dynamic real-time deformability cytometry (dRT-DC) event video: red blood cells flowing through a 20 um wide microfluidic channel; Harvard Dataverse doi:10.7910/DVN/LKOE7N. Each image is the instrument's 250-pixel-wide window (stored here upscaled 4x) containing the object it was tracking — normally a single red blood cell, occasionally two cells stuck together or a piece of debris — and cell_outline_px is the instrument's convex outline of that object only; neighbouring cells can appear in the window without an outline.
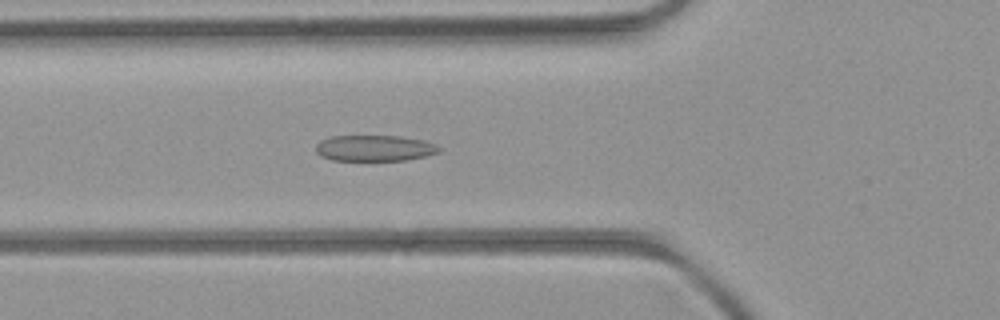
{"species": "common noctule bat (a hibernating species)", "species_latin": "Nyctalus noctula", "temperature_condition": "room temperature", "stored_images_in_passage": 37, "camera_frame_rate_fps": 3000, "um_per_image_px": 0.085, "animal": {"sex": "female", "body_mass_g": 21.9}, "frame": {"image": 1, "passage_image": 4, "time_ms": 1.0, "image_size_px": [1000, 320], "cell_outline_px": [[440, 152], [428, 156], [408, 160], [332, 160], [320, 156], [316, 152], [316, 144], [320, 140], [332, 136], [400, 136], [424, 140], [436, 144], [440, 148]], "centroid_in_image_um": [31.86, 12.59], "position_along_channel_um": 93.9, "area_um2": 18.84}}
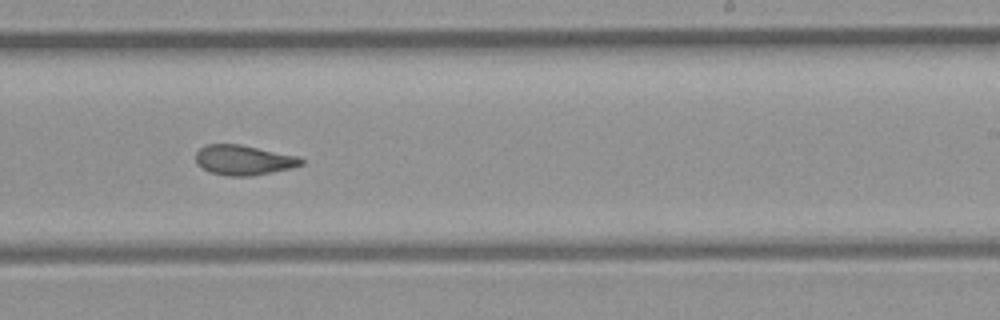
{"frame": {"image": 2, "passage_image": 17, "time_ms": 5.333, "image_size_px": [1000, 320], "cell_outline_px": [[304, 164], [272, 172], [252, 176], [228, 176], [212, 172], [196, 164], [196, 152], [204, 144], [240, 144], [300, 156], [304, 160]], "centroid_in_image_um": [20.72, 13.59], "position_along_channel_um": 268.3, "area_um2": 18.44}}
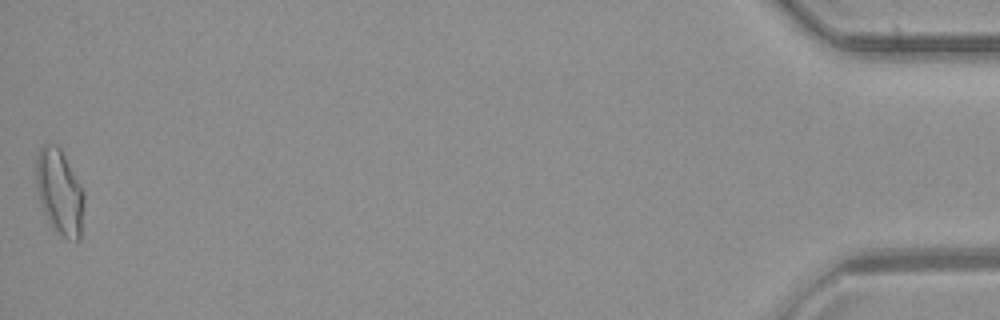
{"frame": {"image": 3, "passage_image": 37, "time_ms": 12.0, "image_size_px": [1000, 320], "cell_outline_px": [[84, 204], [80, 240], [68, 240], [56, 232], [48, 220], [40, 200], [36, 180], [36, 160], [40, 148], [44, 144], [56, 144], [60, 148], [84, 196]], "centroid_in_image_um": [5.06, 16.36], "position_along_channel_um": 430.1, "area_um2": 23.18}, "authors_computed_cell_mechanics": {"area_um2": 18.9006, "velocity_mm_per_s": 4.0107, "shape_relaxation_time_tau1_ms": null, "shape_relaxation_time_tau2_ms": 1.2187, "deformation_change_tau1": null, "deformation_change_tau2": 0.0804}}